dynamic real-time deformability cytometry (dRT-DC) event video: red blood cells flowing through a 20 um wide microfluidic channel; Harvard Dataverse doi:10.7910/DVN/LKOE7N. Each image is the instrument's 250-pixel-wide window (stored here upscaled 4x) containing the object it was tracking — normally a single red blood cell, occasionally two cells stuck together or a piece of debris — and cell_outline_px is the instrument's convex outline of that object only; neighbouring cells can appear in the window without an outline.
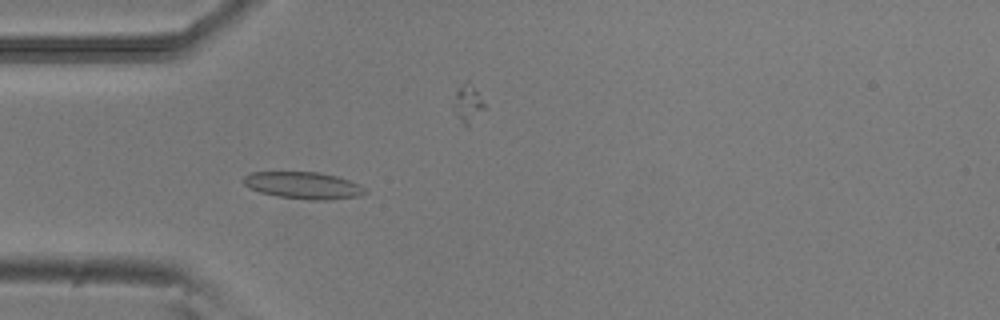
{"species": "common noctule bat (a hibernating species)", "species_latin": "Nyctalus noctula", "temperature_condition": "room temperature", "stored_images_in_passage": 52, "camera_frame_rate_fps": 3000, "um_per_image_px": 0.085, "animal": {"sex": "male", "body_mass_g": 20.5, "forearm_length_mm": 52.5}, "frame": {"image": 1, "passage_image": 14, "time_ms": 4.333, "image_size_px": [1000, 320], "cell_outline_px": [[368, 192], [360, 196], [324, 200], [312, 200], [280, 196], [260, 192], [244, 184], [244, 176], [252, 172], [320, 172], [336, 176], [360, 184]], "centroid_in_image_um": [25.83, 15.75], "position_along_channel_um": 59.2, "area_um2": 18.84}}
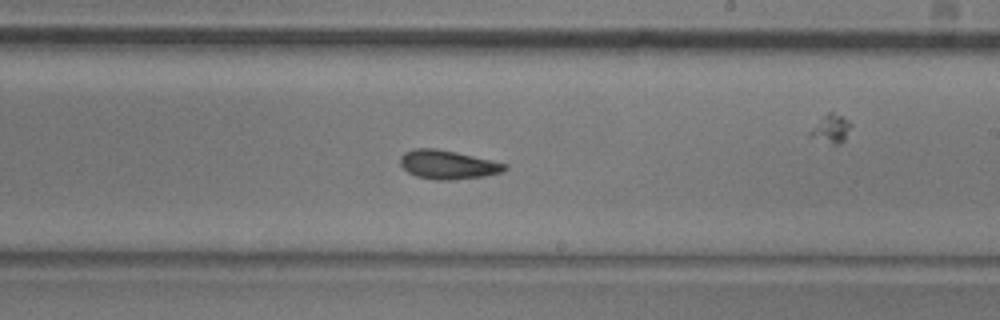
{"frame": {"image": 2, "passage_image": 29, "time_ms": 9.333, "image_size_px": [1000, 320], "cell_outline_px": [[508, 168], [504, 172], [484, 176], [448, 180], [436, 180], [416, 176], [408, 172], [400, 164], [400, 156], [404, 152], [412, 148], [436, 148], [456, 152], [492, 160], [508, 164]], "centroid_in_image_um": [38.07, 13.99], "position_along_channel_um": 250.9, "area_um2": 17.69}}
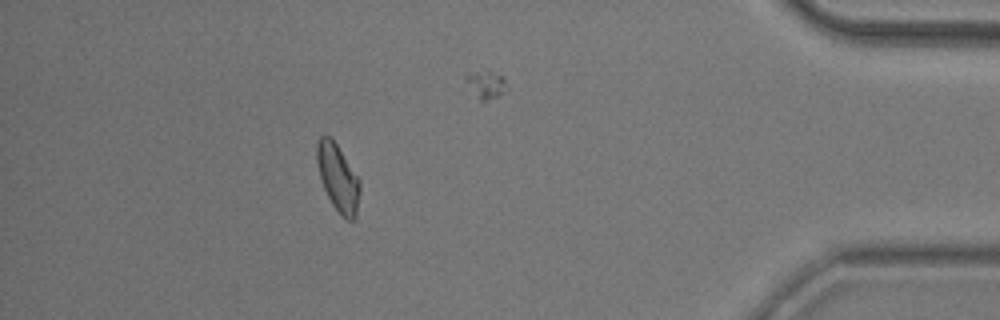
{"frame": {"image": 3, "passage_image": 45, "time_ms": 14.667, "image_size_px": [1000, 320], "cell_outline_px": [[360, 192], [356, 216], [352, 220], [348, 220], [332, 204], [324, 188], [320, 176], [316, 160], [316, 144], [320, 136], [332, 136], [360, 180]], "centroid_in_image_um": [28.72, 15.05], "position_along_channel_um": 406.5, "area_um2": 16.7}, "authors_computed_cell_mechanics": {"area_um2": 17.3111, "velocity_mm_per_s": 3.8632, "shape_relaxation_time_tau1_ms": 7.7936, "shape_relaxation_time_tau2_ms": 3.0799, "deformation_change_tau1": 0.1547, "deformation_change_tau2": 0.0711}}